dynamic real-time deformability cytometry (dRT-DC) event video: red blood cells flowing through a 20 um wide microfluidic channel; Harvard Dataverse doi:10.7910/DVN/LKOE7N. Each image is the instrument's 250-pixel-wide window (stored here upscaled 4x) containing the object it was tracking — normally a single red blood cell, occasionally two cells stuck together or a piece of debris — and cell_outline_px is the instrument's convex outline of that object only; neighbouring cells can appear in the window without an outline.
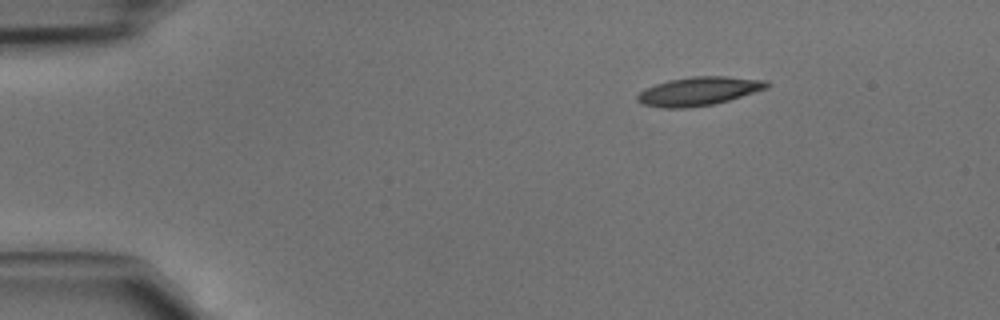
{"species": "common noctule bat (a hibernating species)", "species_latin": "Nyctalus noctula", "temperature_condition": "cold", "stored_images_in_passage": 39, "camera_frame_rate_fps": 3000, "um_per_image_px": 0.085, "animal": {"sex": "male", "body_mass_g": 15.6}, "frame": {"image": 1, "passage_image": 1, "time_ms": 0.0, "image_size_px": [1000, 320], "cell_outline_px": [[772, 84], [768, 88], [728, 100], [712, 104], [688, 108], [660, 108], [644, 104], [636, 100], [636, 96], [644, 88], [668, 80], [692, 76], [728, 76], [768, 80]], "centroid_in_image_um": [59.41, 7.74], "position_along_channel_um": 25.6, "area_um2": 21.73}}
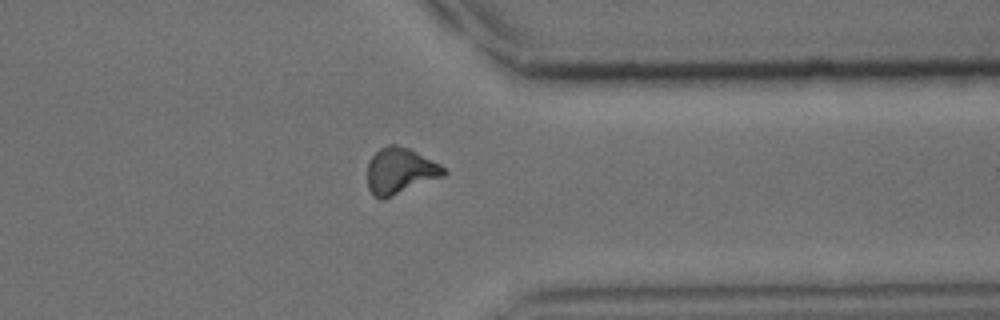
{"frame": {"image": 2, "passage_image": 30, "time_ms": 9.667, "image_size_px": [1000, 320], "cell_outline_px": [[448, 172], [444, 176], [380, 200], [368, 188], [368, 164], [372, 156], [380, 148], [388, 144], [396, 144], [408, 148], [440, 164]], "centroid_in_image_um": [34.01, 14.51], "position_along_channel_um": 377.4, "area_um2": 20.17}}
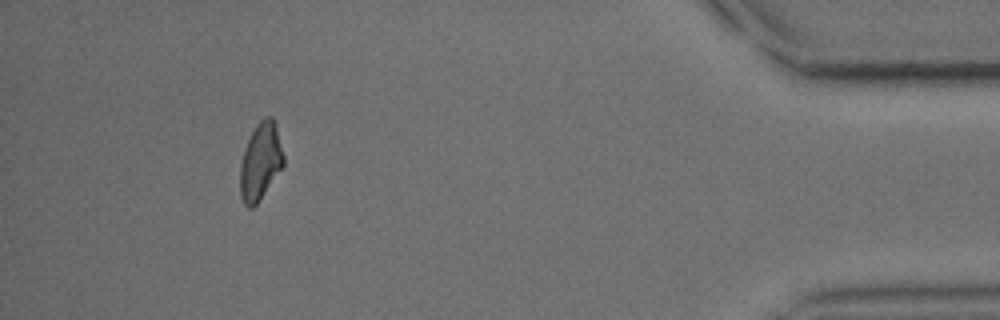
{"frame": {"image": 3, "passage_image": 36, "time_ms": 11.667, "image_size_px": [1000, 320], "cell_outline_px": [[284, 164], [260, 200], [252, 208], [248, 208], [244, 204], [240, 196], [240, 164], [244, 148], [256, 124], [264, 116], [272, 116], [276, 124], [284, 156]], "centroid_in_image_um": [22.13, 13.72], "position_along_channel_um": 413.1, "area_um2": 19.59}}